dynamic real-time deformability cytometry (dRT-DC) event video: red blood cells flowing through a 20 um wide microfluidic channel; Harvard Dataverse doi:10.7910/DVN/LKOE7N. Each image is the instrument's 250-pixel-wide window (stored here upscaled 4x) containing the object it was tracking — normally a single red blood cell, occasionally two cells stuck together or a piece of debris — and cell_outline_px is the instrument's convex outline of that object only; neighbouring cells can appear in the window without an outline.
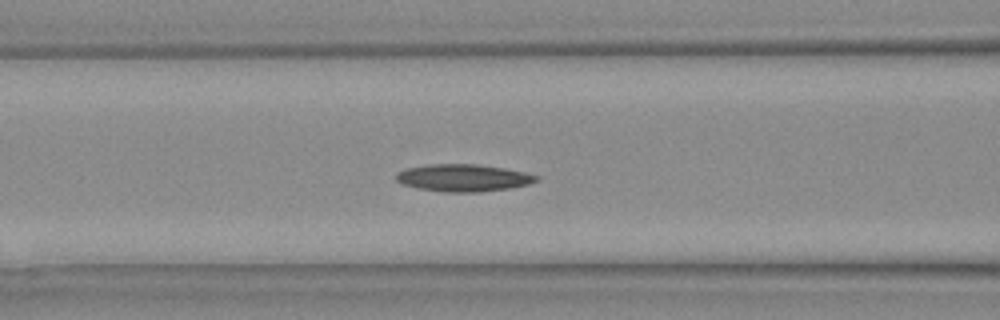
{"species": "Egyptian fruit bat (a non-hibernating species)", "species_latin": "Rousettus aegyptiacus", "temperature_condition": "warm", "stored_images_in_passage": 22, "camera_frame_rate_fps": 3000, "um_per_image_px": 0.085, "animal": {"sex": "female"}, "frame": {"image": 1, "passage_image": 13, "time_ms": 4.0, "image_size_px": [1000, 320], "cell_outline_px": [[540, 180], [528, 184], [512, 188], [480, 192], [444, 192], [416, 188], [404, 184], [396, 180], [396, 176], [400, 172], [408, 168], [428, 164], [476, 164], [504, 168], [524, 172], [540, 176]], "centroid_in_image_um": [39.43, 15.12], "position_along_channel_um": 127.2, "area_um2": 22.25}}